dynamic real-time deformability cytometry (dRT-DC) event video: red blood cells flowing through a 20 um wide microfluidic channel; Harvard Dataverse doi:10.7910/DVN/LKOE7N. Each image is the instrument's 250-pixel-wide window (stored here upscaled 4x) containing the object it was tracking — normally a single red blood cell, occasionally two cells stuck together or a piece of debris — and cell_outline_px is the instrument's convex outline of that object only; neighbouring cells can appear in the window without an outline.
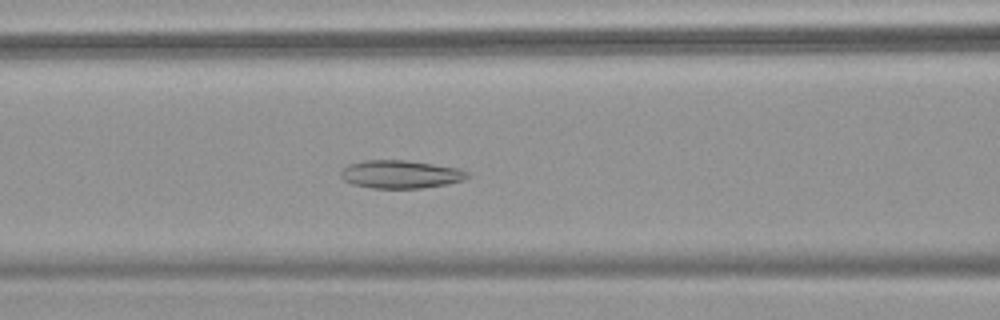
{"species": "common noctule bat (a hibernating species)", "species_latin": "Nyctalus noctula", "temperature_condition": "warm", "stored_images_in_passage": 52, "camera_frame_rate_fps": 3000, "um_per_image_px": 0.085, "animal": {"sex": "female", "body_mass_g": 18.4}, "frame": {"image": 1, "passage_image": 22, "time_ms": 7.0, "image_size_px": [1000, 320], "cell_outline_px": [[472, 176], [464, 180], [448, 184], [420, 188], [372, 188], [352, 184], [344, 180], [340, 176], [340, 172], [348, 164], [364, 160], [404, 160], [460, 168], [468, 172]], "centroid_in_image_um": [34.07, 14.81], "position_along_channel_um": 132.5, "area_um2": 20.81}}
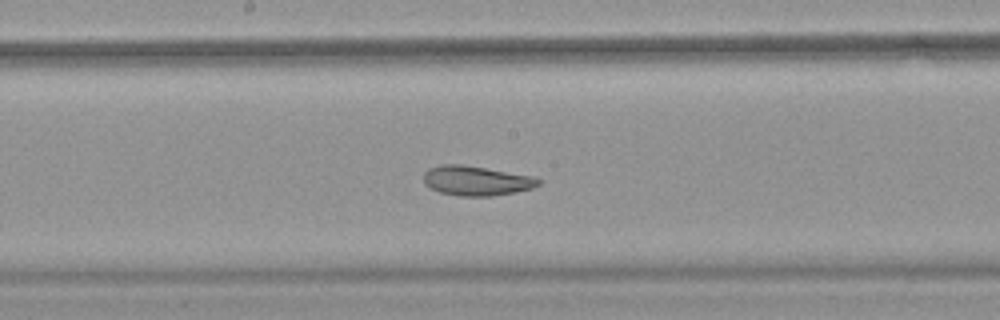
{"frame": {"image": 2, "passage_image": 28, "time_ms": 9.0, "image_size_px": [1000, 320], "cell_outline_px": [[540, 184], [532, 188], [516, 192], [492, 196], [460, 196], [440, 192], [424, 184], [424, 172], [428, 168], [440, 164], [460, 164], [532, 176], [540, 180]], "centroid_in_image_um": [40.46, 15.36], "position_along_channel_um": 207.7, "area_um2": 19.71}}
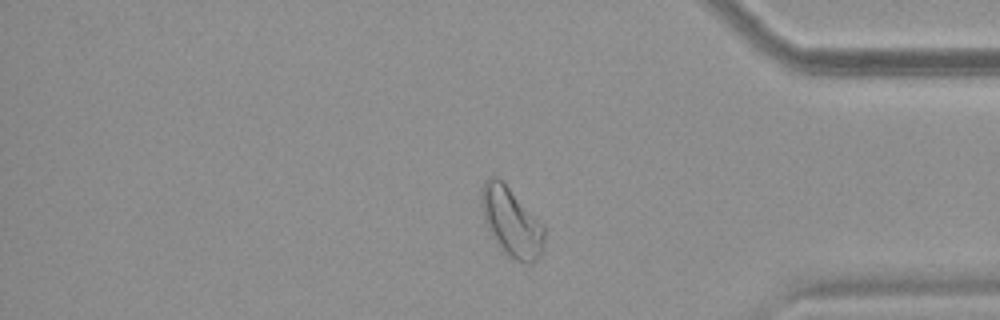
{"frame": {"image": 3, "passage_image": 44, "time_ms": 14.333, "image_size_px": [1000, 320], "cell_outline_px": [[544, 248], [540, 256], [532, 264], [528, 264], [516, 260], [508, 256], [496, 244], [484, 220], [480, 204], [480, 196], [484, 180], [492, 176], [496, 176], [544, 224]], "centroid_in_image_um": [43.47, 18.9], "position_along_channel_um": 391.7, "area_um2": 25.32}, "authors_computed_cell_mechanics": {"area_um2": 24.7962, "velocity_mm_per_s": 3.7777, "shape_relaxation_time_tau1_ms": null, "shape_relaxation_time_tau2_ms": 2.4342, "deformation_change_tau1": null, "deformation_change_tau2": 0.0915}}